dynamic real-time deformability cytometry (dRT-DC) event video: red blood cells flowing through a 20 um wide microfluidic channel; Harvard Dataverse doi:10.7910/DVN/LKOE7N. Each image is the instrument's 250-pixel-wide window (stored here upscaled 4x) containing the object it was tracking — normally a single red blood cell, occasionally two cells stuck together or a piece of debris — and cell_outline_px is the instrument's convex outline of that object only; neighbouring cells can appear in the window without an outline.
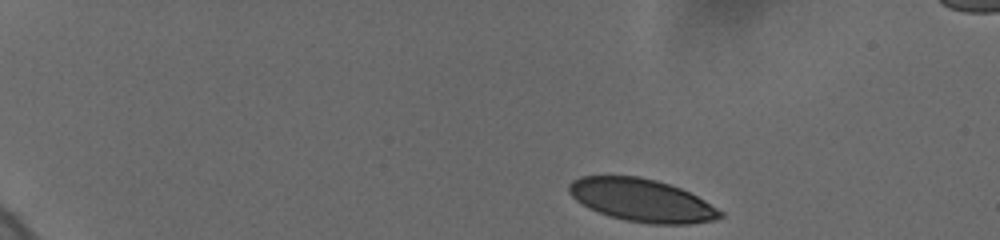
{"species": "human", "species_latin": "Homo sapiens", "temperature_condition": "cold", "stored_images_in_passage": 53, "camera_frame_rate_fps": 3000, "um_per_image_px": 0.085, "donor": {"sex": "female"}, "frame": {"image": 1, "passage_image": 1, "time_ms": 0.0, "image_size_px": [1000, 240], "cell_outline_px": [[724, 216], [712, 220], [688, 224], [652, 224], [624, 220], [608, 216], [588, 208], [576, 200], [568, 192], [568, 184], [572, 180], [580, 176], [636, 176], [656, 180], [680, 188], [704, 200], [724, 212]], "centroid_in_image_um": [54.52, 17.02], "position_along_channel_um": 30.5, "area_um2": 37.63}}
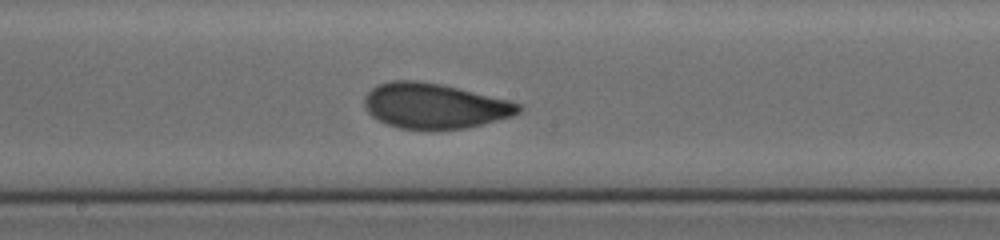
{"frame": {"image": 2, "passage_image": 27, "time_ms": 8.0, "image_size_px": [1000, 240], "cell_outline_px": [[520, 112], [512, 116], [484, 124], [464, 128], [400, 128], [388, 124], [372, 116], [364, 108], [364, 96], [372, 88], [380, 84], [392, 80], [420, 80], [460, 88], [508, 100], [520, 104]], "centroid_in_image_um": [36.92, 8.98], "position_along_channel_um": 211.3, "area_um2": 40.23}}
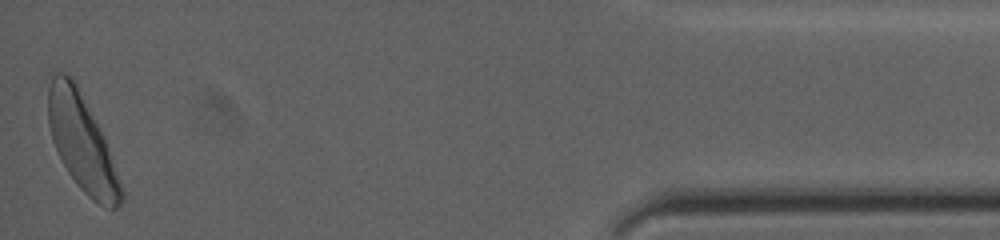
{"frame": {"image": 3, "passage_image": 53, "time_ms": 15.667, "image_size_px": [1000, 240], "cell_outline_px": [[124, 200], [116, 208], [104, 208], [92, 200], [80, 188], [68, 172], [52, 140], [48, 124], [48, 88], [52, 76], [60, 72], [64, 72], [72, 80], [104, 136], [124, 192]], "centroid_in_image_um": [6.97, 12.21], "position_along_channel_um": 428.2, "area_um2": 40.0}, "authors_computed_cell_mechanics": {"area_um2": 39.593, "velocity_mm_per_s": 3.6687, "shape_relaxation_time_tau1_ms": 6.5457, "shape_relaxation_time_tau2_ms": 0.9432, "deformation_change_tau1": 0.1929, "deformation_change_tau2": 0.0619}}